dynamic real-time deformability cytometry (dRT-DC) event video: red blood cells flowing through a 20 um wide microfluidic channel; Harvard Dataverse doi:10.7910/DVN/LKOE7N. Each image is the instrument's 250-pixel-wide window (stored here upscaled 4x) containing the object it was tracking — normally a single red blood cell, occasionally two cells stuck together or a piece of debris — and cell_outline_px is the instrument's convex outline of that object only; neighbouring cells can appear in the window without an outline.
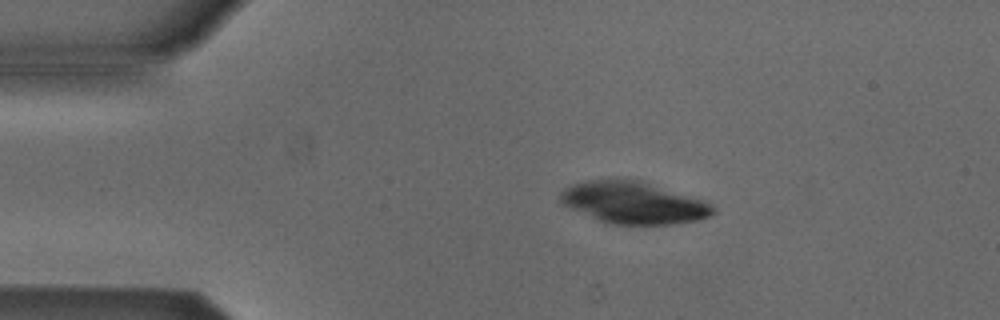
{"species": "Egyptian fruit bat (a non-hibernating species)", "species_latin": "Rousettus aegyptiacus", "temperature_condition": "cold", "stored_images_in_passage": 4, "camera_frame_rate_fps": 3000, "um_per_image_px": 0.085, "animal": {"sex": "male"}, "frame": {"image": 1, "passage_image": 2, "time_ms": 1.333, "image_size_px": [1000, 320], "cell_outline_px": [[716, 212], [712, 216], [696, 220], [672, 224], [616, 224], [600, 220], [572, 208], [564, 204], [560, 200], [560, 192], [564, 188], [572, 184], [584, 180], [616, 176], [620, 176], [644, 180], [704, 200], [712, 204], [716, 208]], "centroid_in_image_um": [53.88, 17.16], "position_along_channel_um": 31.1, "area_um2": 38.09}}